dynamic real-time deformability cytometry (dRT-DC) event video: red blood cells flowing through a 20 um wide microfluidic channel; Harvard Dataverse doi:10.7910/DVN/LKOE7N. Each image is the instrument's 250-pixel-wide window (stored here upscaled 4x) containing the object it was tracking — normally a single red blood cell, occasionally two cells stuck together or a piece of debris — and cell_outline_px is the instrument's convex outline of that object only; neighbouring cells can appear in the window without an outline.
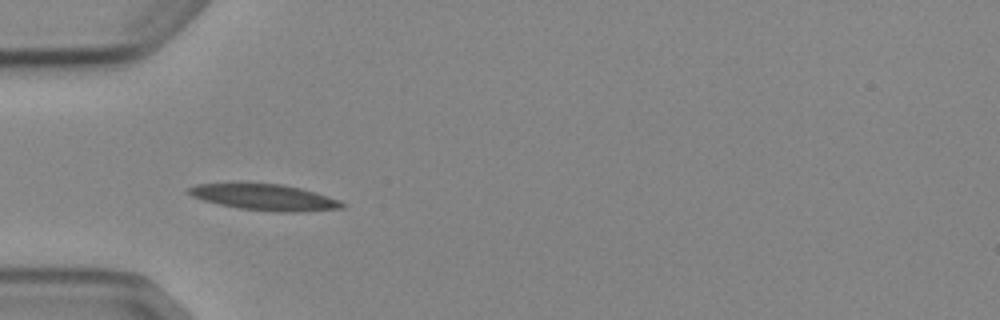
{"species": "Egyptian fruit bat (a non-hibernating species)", "species_latin": "Rousettus aegyptiacus", "temperature_condition": "cold", "stored_images_in_passage": 2, "camera_frame_rate_fps": 3000, "um_per_image_px": 0.085, "animal": {"sex": "female"}, "frame": {"image": 1, "passage_image": 1, "time_ms": 0.0, "image_size_px": [1000, 320], "cell_outline_px": [[348, 204], [344, 208], [300, 212], [276, 212], [240, 208], [220, 204], [204, 200], [192, 196], [188, 192], [188, 188], [196, 184], [240, 180], [280, 184], [300, 188], [316, 192], [340, 200]], "centroid_in_image_um": [22.47, 16.72], "position_along_channel_um": 62.5, "area_um2": 24.28}}
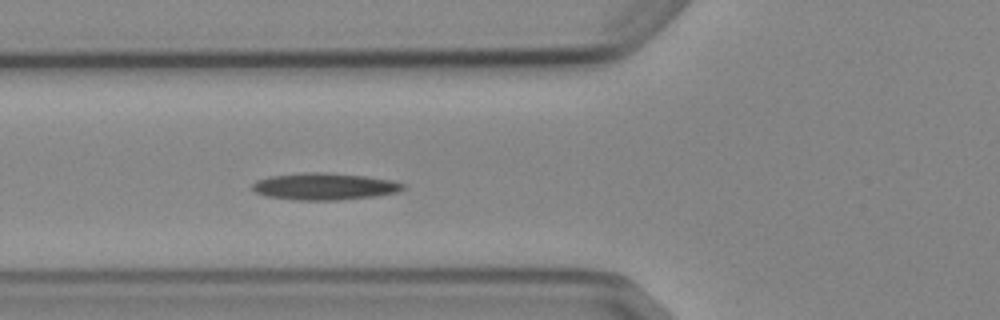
{"frame": {"image": 2, "passage_image": 2, "time_ms": 1.0, "image_size_px": [1000, 320], "cell_outline_px": [[404, 188], [396, 192], [376, 196], [336, 200], [296, 200], [268, 196], [256, 192], [252, 188], [252, 184], [256, 180], [268, 176], [304, 172], [328, 172], [368, 176], [392, 180], [404, 184]], "centroid_in_image_um": [27.57, 15.83], "position_along_channel_um": 98.2, "area_um2": 23.7}}